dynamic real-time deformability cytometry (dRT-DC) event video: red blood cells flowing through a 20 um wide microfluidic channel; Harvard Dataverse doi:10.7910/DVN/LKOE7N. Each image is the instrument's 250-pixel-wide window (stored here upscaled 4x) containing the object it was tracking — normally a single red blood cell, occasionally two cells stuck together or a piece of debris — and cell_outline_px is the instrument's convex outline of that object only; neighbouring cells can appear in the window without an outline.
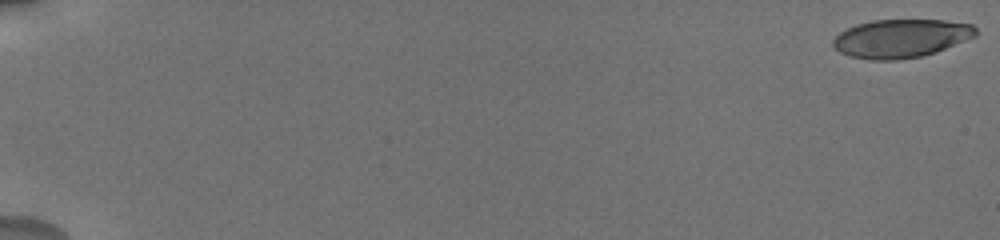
{"species": "human", "species_latin": "Homo sapiens", "temperature_condition": "cold", "stored_images_in_passage": 34, "camera_frame_rate_fps": 3000, "um_per_image_px": 0.085, "donor": {"sex": "male"}, "frame": {"image": 1, "passage_image": 1, "time_ms": 0.0, "image_size_px": [1000, 240], "cell_outline_px": [[976, 36], [936, 52], [920, 56], [896, 60], [868, 60], [852, 56], [840, 52], [832, 44], [832, 40], [840, 32], [856, 24], [872, 20], [944, 20], [972, 24], [976, 28]], "centroid_in_image_um": [76.58, 3.26], "position_along_channel_um": 8.4, "area_um2": 31.85}}
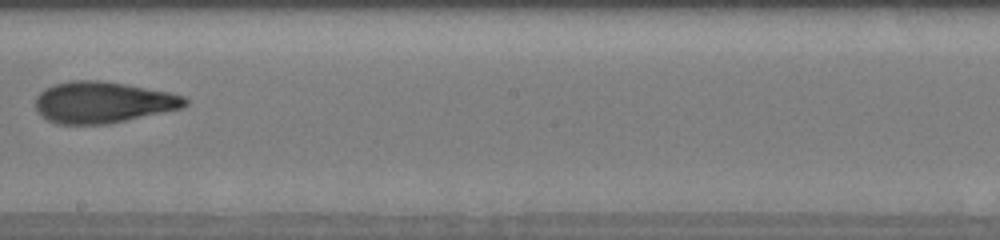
{"frame": {"image": 2, "passage_image": 26, "time_ms": 11.667, "image_size_px": [1000, 240], "cell_outline_px": [[188, 104], [180, 108], [108, 124], [56, 124], [40, 116], [36, 108], [36, 96], [44, 88], [52, 84], [72, 80], [100, 80], [124, 84], [168, 92], [184, 96], [188, 100]], "centroid_in_image_um": [8.68, 8.69], "position_along_channel_um": 239.5, "area_um2": 35.95}}
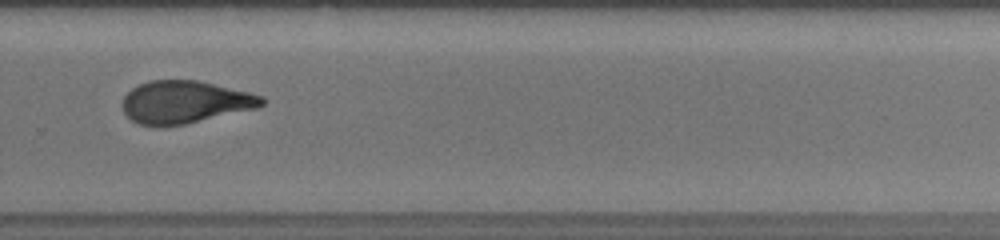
{"frame": {"image": 3, "passage_image": 30, "time_ms": 13.667, "image_size_px": [1000, 240], "cell_outline_px": [[264, 104], [256, 108], [184, 124], [140, 124], [132, 120], [124, 112], [124, 96], [132, 88], [140, 84], [152, 80], [200, 80], [264, 96]], "centroid_in_image_um": [15.75, 8.64], "position_along_channel_um": 314.0, "area_um2": 33.81}, "authors_computed_cell_mechanics": {"area_um2": 32.946, "velocity_mm_per_s": 3.7337, "shape_relaxation_time_tau1_ms": 6.0624, "shape_relaxation_time_tau2_ms": 1.6954, "deformation_change_tau1": 0.1878, "deformation_change_tau2": 0.0946}}